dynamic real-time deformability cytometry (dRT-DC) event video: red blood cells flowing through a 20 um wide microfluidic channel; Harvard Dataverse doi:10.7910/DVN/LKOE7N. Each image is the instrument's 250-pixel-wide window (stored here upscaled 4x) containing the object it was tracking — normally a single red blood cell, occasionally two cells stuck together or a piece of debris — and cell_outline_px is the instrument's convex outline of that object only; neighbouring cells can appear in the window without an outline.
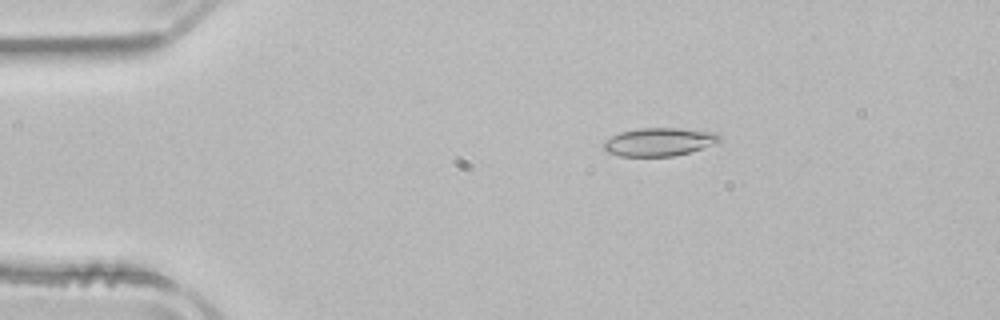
{"species": "common noctule bat (a hibernating species)", "species_latin": "Nyctalus noctula", "temperature_condition": "room temperature", "stored_images_in_passage": 43, "camera_frame_rate_fps": 3000, "um_per_image_px": 0.085, "animal": {"sex": "male", "body_mass_g": 21.5, "forearm_length_mm": 52.0}, "frame": {"image": 1, "passage_image": 1, "time_ms": 0.0, "image_size_px": [1000, 320], "cell_outline_px": [[720, 140], [700, 148], [688, 152], [672, 156], [620, 156], [608, 152], [604, 148], [604, 140], [620, 132], [640, 128], [680, 128], [716, 132], [720, 136]], "centroid_in_image_um": [55.99, 12.05], "position_along_channel_um": 29.0, "area_um2": 18.73}}
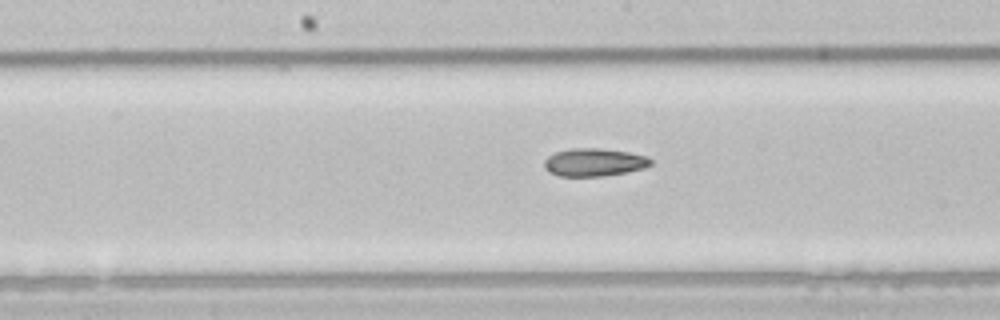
{"frame": {"image": 2, "passage_image": 18, "time_ms": 5.667, "image_size_px": [1000, 320], "cell_outline_px": [[652, 164], [644, 168], [604, 176], [560, 176], [548, 172], [544, 168], [544, 160], [548, 156], [556, 152], [572, 148], [600, 148], [628, 152], [648, 156], [652, 160]], "centroid_in_image_um": [50.49, 13.79], "position_along_channel_um": 197.7, "area_um2": 17.34}}
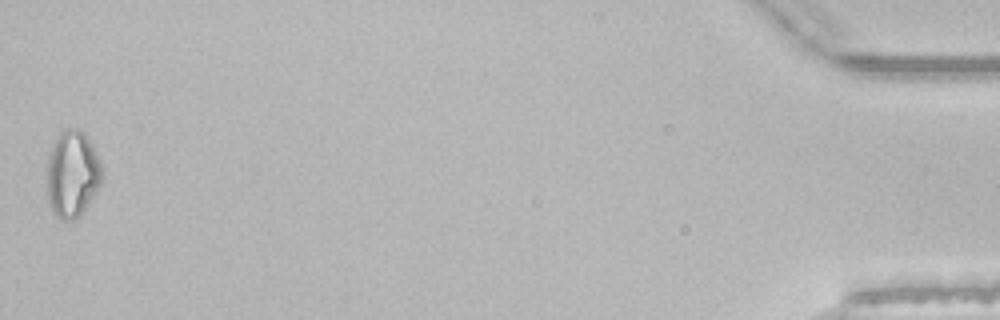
{"frame": {"image": 3, "passage_image": 43, "time_ms": 14.0, "image_size_px": [1000, 320], "cell_outline_px": [[104, 176], [96, 192], [84, 208], [72, 220], [60, 220], [52, 212], [48, 200], [48, 160], [52, 144], [60, 132], [68, 128], [76, 128], [84, 132], [104, 168]], "centroid_in_image_um": [6.16, 14.77], "position_along_channel_um": 429.0, "area_um2": 27.57}, "authors_computed_cell_mechanics": {"area_um2": 18.1492, "velocity_mm_per_s": 3.9419, "shape_relaxation_time_tau1_ms": 8.3, "shape_relaxation_time_tau2_ms": 9.2258, "deformation_change_tau1": 0.1747, "deformation_change_tau2": 0.1844}}